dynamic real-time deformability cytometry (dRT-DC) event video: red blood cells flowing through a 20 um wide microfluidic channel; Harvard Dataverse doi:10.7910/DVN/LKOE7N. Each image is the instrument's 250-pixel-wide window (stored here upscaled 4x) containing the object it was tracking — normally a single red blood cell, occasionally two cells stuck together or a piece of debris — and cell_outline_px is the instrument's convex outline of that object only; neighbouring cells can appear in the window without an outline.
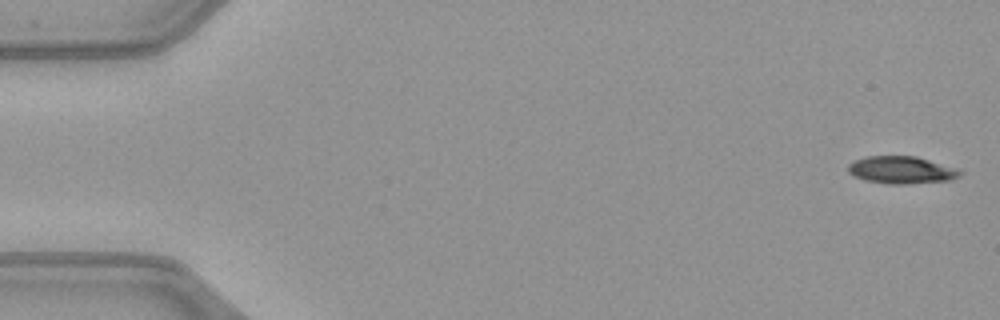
{"species": "common noctule bat (a hibernating species)", "species_latin": "Nyctalus noctula", "temperature_condition": "warm", "stored_images_in_passage": 50, "camera_frame_rate_fps": 3000, "um_per_image_px": 0.085, "animal": {"sex": "female", "body_mass_g": 21.9}, "frame": {"image": 1, "passage_image": 1, "time_ms": 0.0, "image_size_px": [1000, 320], "cell_outline_px": [[964, 172], [960, 176], [952, 180], [908, 184], [888, 184], [864, 180], [852, 176], [848, 172], [848, 164], [852, 160], [864, 156], [916, 156], [956, 168]], "centroid_in_image_um": [76.59, 14.45], "position_along_channel_um": 8.4, "area_um2": 18.15}}
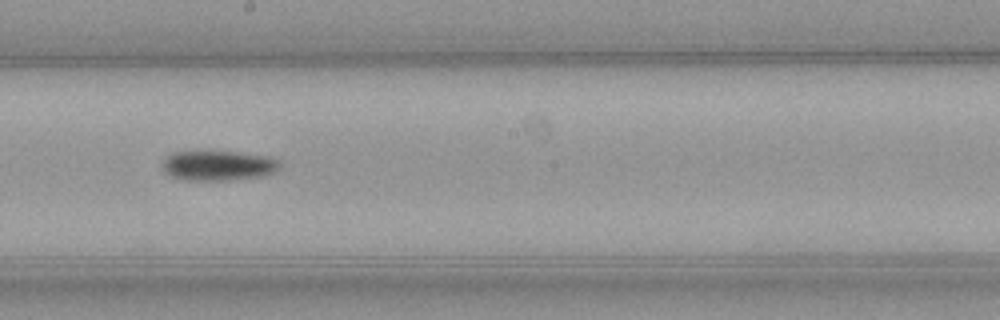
{"frame": {"image": 2, "passage_image": 28, "time_ms": 9.0, "image_size_px": [1000, 320], "cell_outline_px": [[280, 168], [276, 172], [264, 176], [228, 180], [184, 180], [168, 176], [160, 168], [160, 164], [172, 152], [236, 152], [268, 156], [280, 160]], "centroid_in_image_um": [18.54, 14.09], "position_along_channel_um": 229.7, "area_um2": 20.75}}
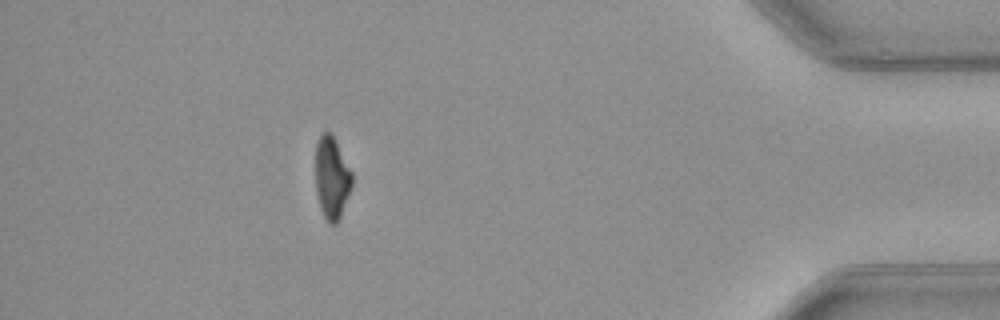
{"frame": {"image": 3, "passage_image": 45, "time_ms": 14.667, "image_size_px": [1000, 320], "cell_outline_px": [[352, 184], [340, 220], [336, 224], [328, 224], [320, 208], [316, 192], [316, 144], [320, 136], [324, 132], [332, 132], [352, 172]], "centroid_in_image_um": [28.21, 15.13], "position_along_channel_um": 407.0, "area_um2": 17.63}, "authors_computed_cell_mechanics": {"area_um2": 19.5075, "velocity_mm_per_s": 4.0691, "shape_relaxation_time_tau1_ms": 4.6074, "shape_relaxation_time_tau2_ms": null, "deformation_change_tau1": 0.1771, "deformation_change_tau2": null}}